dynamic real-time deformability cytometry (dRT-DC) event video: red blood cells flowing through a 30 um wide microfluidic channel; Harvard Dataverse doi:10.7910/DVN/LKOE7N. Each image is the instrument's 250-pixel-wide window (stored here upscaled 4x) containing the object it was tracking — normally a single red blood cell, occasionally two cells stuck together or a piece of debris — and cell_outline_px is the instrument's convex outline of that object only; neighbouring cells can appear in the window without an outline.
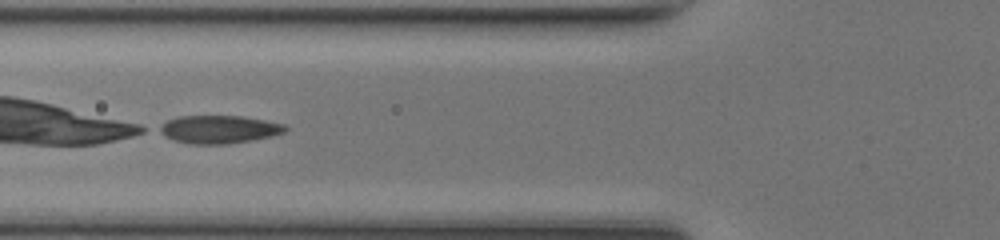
{"species": "common noctule bat (a hibernating species)", "species_latin": "Nyctalus noctula", "temperature_condition": "room temperature", "stored_images_in_passage": 45, "camera_frame_rate_fps": 3000, "um_per_image_px": 0.085, "animal": {"sex": "female", "body_mass_g": 17.0, "forearm_length_mm": 48.0}, "frame": {"image": 1, "passage_image": 17, "time_ms": 5.333, "image_size_px": [1000, 240], "cell_outline_px": [[288, 128], [284, 132], [272, 136], [252, 140], [228, 144], [192, 144], [172, 140], [156, 132], [156, 128], [168, 120], [180, 116], [240, 116], [264, 120], [284, 124]], "centroid_in_image_um": [18.56, 11.0], "position_along_channel_um": 107.2, "area_um2": 20.63}}
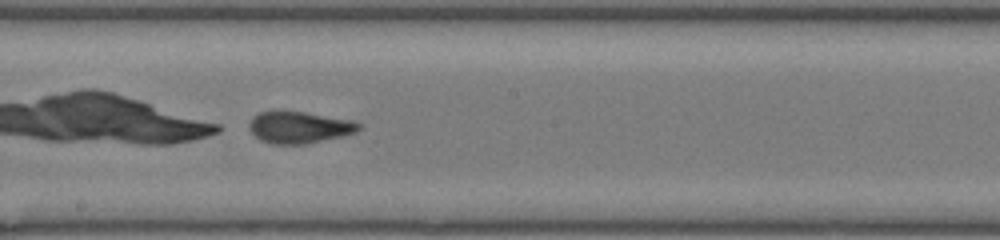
{"frame": {"image": 2, "passage_image": 25, "time_ms": 8.0, "image_size_px": [1000, 240], "cell_outline_px": [[360, 128], [356, 132], [340, 136], [304, 144], [272, 144], [260, 140], [248, 128], [248, 124], [252, 116], [260, 112], [304, 112], [352, 120], [360, 124]], "centroid_in_image_um": [25.4, 10.83], "position_along_channel_um": 222.8, "area_um2": 19.94}}
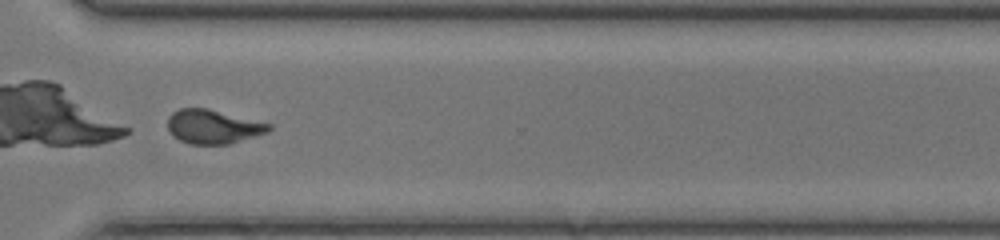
{"frame": {"image": 3, "passage_image": 34, "time_ms": 11.0, "image_size_px": [1000, 240], "cell_outline_px": [[272, 128], [268, 132], [228, 144], [192, 144], [180, 140], [172, 136], [168, 128], [168, 116], [172, 112], [180, 108], [208, 108], [272, 124]], "centroid_in_image_um": [18.1, 10.75], "position_along_channel_um": 352.5, "area_um2": 20.06}}